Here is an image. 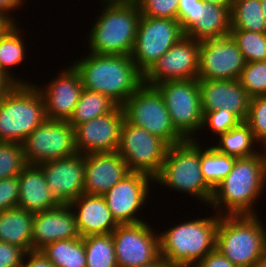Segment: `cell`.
Returning a JSON list of instances; mask_svg holds the SVG:
<instances>
[{
    "label": "cell",
    "instance_id": "6da1fadb",
    "mask_svg": "<svg viewBox=\"0 0 266 267\" xmlns=\"http://www.w3.org/2000/svg\"><path fill=\"white\" fill-rule=\"evenodd\" d=\"M265 183L266 150L236 158L230 173L213 189L209 205L219 216L257 215L254 203L264 194Z\"/></svg>",
    "mask_w": 266,
    "mask_h": 267
},
{
    "label": "cell",
    "instance_id": "7a4b0ae2",
    "mask_svg": "<svg viewBox=\"0 0 266 267\" xmlns=\"http://www.w3.org/2000/svg\"><path fill=\"white\" fill-rule=\"evenodd\" d=\"M84 89L110 97L119 106L144 84V74L129 55H101L89 52L75 61Z\"/></svg>",
    "mask_w": 266,
    "mask_h": 267
},
{
    "label": "cell",
    "instance_id": "3957f363",
    "mask_svg": "<svg viewBox=\"0 0 266 267\" xmlns=\"http://www.w3.org/2000/svg\"><path fill=\"white\" fill-rule=\"evenodd\" d=\"M93 27L88 39L89 52L101 55H129L134 48L140 9L136 2H108Z\"/></svg>",
    "mask_w": 266,
    "mask_h": 267
},
{
    "label": "cell",
    "instance_id": "277c9868",
    "mask_svg": "<svg viewBox=\"0 0 266 267\" xmlns=\"http://www.w3.org/2000/svg\"><path fill=\"white\" fill-rule=\"evenodd\" d=\"M214 215L192 219L159 233L160 255L171 267H193L215 249L219 215Z\"/></svg>",
    "mask_w": 266,
    "mask_h": 267
},
{
    "label": "cell",
    "instance_id": "5b68a950",
    "mask_svg": "<svg viewBox=\"0 0 266 267\" xmlns=\"http://www.w3.org/2000/svg\"><path fill=\"white\" fill-rule=\"evenodd\" d=\"M258 214L219 216L215 249L236 267H252L266 254V228Z\"/></svg>",
    "mask_w": 266,
    "mask_h": 267
},
{
    "label": "cell",
    "instance_id": "8992f818",
    "mask_svg": "<svg viewBox=\"0 0 266 267\" xmlns=\"http://www.w3.org/2000/svg\"><path fill=\"white\" fill-rule=\"evenodd\" d=\"M197 136L169 146L161 171L154 178V183L170 187L182 194L188 193L206 203L209 208L213 189L203 178L200 165V144Z\"/></svg>",
    "mask_w": 266,
    "mask_h": 267
},
{
    "label": "cell",
    "instance_id": "52a82bcc",
    "mask_svg": "<svg viewBox=\"0 0 266 267\" xmlns=\"http://www.w3.org/2000/svg\"><path fill=\"white\" fill-rule=\"evenodd\" d=\"M47 119L35 84H16L0 100V142L22 143Z\"/></svg>",
    "mask_w": 266,
    "mask_h": 267
},
{
    "label": "cell",
    "instance_id": "ba28073f",
    "mask_svg": "<svg viewBox=\"0 0 266 267\" xmlns=\"http://www.w3.org/2000/svg\"><path fill=\"white\" fill-rule=\"evenodd\" d=\"M125 119L158 136L169 146L180 144L185 139L172 125L165 101L155 86L143 84L122 105Z\"/></svg>",
    "mask_w": 266,
    "mask_h": 267
},
{
    "label": "cell",
    "instance_id": "9c48e42d",
    "mask_svg": "<svg viewBox=\"0 0 266 267\" xmlns=\"http://www.w3.org/2000/svg\"><path fill=\"white\" fill-rule=\"evenodd\" d=\"M155 87L165 101L175 130L185 140H193L203 121L199 79L169 80Z\"/></svg>",
    "mask_w": 266,
    "mask_h": 267
},
{
    "label": "cell",
    "instance_id": "30bf717a",
    "mask_svg": "<svg viewBox=\"0 0 266 267\" xmlns=\"http://www.w3.org/2000/svg\"><path fill=\"white\" fill-rule=\"evenodd\" d=\"M169 145L147 130L123 121L117 153L133 172H142L153 179L161 171Z\"/></svg>",
    "mask_w": 266,
    "mask_h": 267
},
{
    "label": "cell",
    "instance_id": "8fae6325",
    "mask_svg": "<svg viewBox=\"0 0 266 267\" xmlns=\"http://www.w3.org/2000/svg\"><path fill=\"white\" fill-rule=\"evenodd\" d=\"M183 36L185 35L177 19L141 15L131 58L145 74Z\"/></svg>",
    "mask_w": 266,
    "mask_h": 267
},
{
    "label": "cell",
    "instance_id": "7c38bea8",
    "mask_svg": "<svg viewBox=\"0 0 266 267\" xmlns=\"http://www.w3.org/2000/svg\"><path fill=\"white\" fill-rule=\"evenodd\" d=\"M21 144L29 165H40L77 154L74 128L67 121L46 119Z\"/></svg>",
    "mask_w": 266,
    "mask_h": 267
},
{
    "label": "cell",
    "instance_id": "4fadbf2b",
    "mask_svg": "<svg viewBox=\"0 0 266 267\" xmlns=\"http://www.w3.org/2000/svg\"><path fill=\"white\" fill-rule=\"evenodd\" d=\"M152 229L146 220L118 225L111 233L118 267H137L161 256L159 231Z\"/></svg>",
    "mask_w": 266,
    "mask_h": 267
},
{
    "label": "cell",
    "instance_id": "5bb4252c",
    "mask_svg": "<svg viewBox=\"0 0 266 267\" xmlns=\"http://www.w3.org/2000/svg\"><path fill=\"white\" fill-rule=\"evenodd\" d=\"M242 52L230 35L200 42L199 80H239L245 66Z\"/></svg>",
    "mask_w": 266,
    "mask_h": 267
},
{
    "label": "cell",
    "instance_id": "9a60e30c",
    "mask_svg": "<svg viewBox=\"0 0 266 267\" xmlns=\"http://www.w3.org/2000/svg\"><path fill=\"white\" fill-rule=\"evenodd\" d=\"M200 41L183 36L144 74V84L155 86L169 80L197 79Z\"/></svg>",
    "mask_w": 266,
    "mask_h": 267
},
{
    "label": "cell",
    "instance_id": "2e32d148",
    "mask_svg": "<svg viewBox=\"0 0 266 267\" xmlns=\"http://www.w3.org/2000/svg\"><path fill=\"white\" fill-rule=\"evenodd\" d=\"M154 179L142 172L131 171L110 190L103 194L113 218L118 224L143 222L138 212L150 199V184ZM149 193V194H148ZM139 210V211H138ZM137 215V216H136Z\"/></svg>",
    "mask_w": 266,
    "mask_h": 267
},
{
    "label": "cell",
    "instance_id": "e0dca14e",
    "mask_svg": "<svg viewBox=\"0 0 266 267\" xmlns=\"http://www.w3.org/2000/svg\"><path fill=\"white\" fill-rule=\"evenodd\" d=\"M124 120V110L122 106L118 105L110 113L75 126L74 136L77 153L87 155L116 152Z\"/></svg>",
    "mask_w": 266,
    "mask_h": 267
},
{
    "label": "cell",
    "instance_id": "ac0fdd59",
    "mask_svg": "<svg viewBox=\"0 0 266 267\" xmlns=\"http://www.w3.org/2000/svg\"><path fill=\"white\" fill-rule=\"evenodd\" d=\"M57 75L44 87H36L44 98L47 119L68 121L83 90L82 80L72 63Z\"/></svg>",
    "mask_w": 266,
    "mask_h": 267
},
{
    "label": "cell",
    "instance_id": "d6986e66",
    "mask_svg": "<svg viewBox=\"0 0 266 267\" xmlns=\"http://www.w3.org/2000/svg\"><path fill=\"white\" fill-rule=\"evenodd\" d=\"M39 166L52 195L60 204H69L84 193L85 155L77 153Z\"/></svg>",
    "mask_w": 266,
    "mask_h": 267
},
{
    "label": "cell",
    "instance_id": "ffe728a7",
    "mask_svg": "<svg viewBox=\"0 0 266 267\" xmlns=\"http://www.w3.org/2000/svg\"><path fill=\"white\" fill-rule=\"evenodd\" d=\"M78 237L81 236L69 204H60L56 208L34 213L32 251H40L55 241Z\"/></svg>",
    "mask_w": 266,
    "mask_h": 267
},
{
    "label": "cell",
    "instance_id": "44dd1931",
    "mask_svg": "<svg viewBox=\"0 0 266 267\" xmlns=\"http://www.w3.org/2000/svg\"><path fill=\"white\" fill-rule=\"evenodd\" d=\"M202 112L220 108L245 122L251 97L239 80H199Z\"/></svg>",
    "mask_w": 266,
    "mask_h": 267
},
{
    "label": "cell",
    "instance_id": "7402d4cb",
    "mask_svg": "<svg viewBox=\"0 0 266 267\" xmlns=\"http://www.w3.org/2000/svg\"><path fill=\"white\" fill-rule=\"evenodd\" d=\"M131 171L117 153H91L85 155L84 193L103 195Z\"/></svg>",
    "mask_w": 266,
    "mask_h": 267
},
{
    "label": "cell",
    "instance_id": "603a6c76",
    "mask_svg": "<svg viewBox=\"0 0 266 267\" xmlns=\"http://www.w3.org/2000/svg\"><path fill=\"white\" fill-rule=\"evenodd\" d=\"M80 236L111 234L118 223L113 218L103 195L81 194L69 203Z\"/></svg>",
    "mask_w": 266,
    "mask_h": 267
},
{
    "label": "cell",
    "instance_id": "cb8c5ba5",
    "mask_svg": "<svg viewBox=\"0 0 266 267\" xmlns=\"http://www.w3.org/2000/svg\"><path fill=\"white\" fill-rule=\"evenodd\" d=\"M18 181V208L37 213L60 205L52 195L45 174L39 165L27 164L18 175Z\"/></svg>",
    "mask_w": 266,
    "mask_h": 267
},
{
    "label": "cell",
    "instance_id": "d4e9b609",
    "mask_svg": "<svg viewBox=\"0 0 266 267\" xmlns=\"http://www.w3.org/2000/svg\"><path fill=\"white\" fill-rule=\"evenodd\" d=\"M33 217V212L18 207L0 212V242L32 251Z\"/></svg>",
    "mask_w": 266,
    "mask_h": 267
},
{
    "label": "cell",
    "instance_id": "484cf974",
    "mask_svg": "<svg viewBox=\"0 0 266 267\" xmlns=\"http://www.w3.org/2000/svg\"><path fill=\"white\" fill-rule=\"evenodd\" d=\"M231 9L214 4H206L197 22L184 34L198 41L224 37L231 30Z\"/></svg>",
    "mask_w": 266,
    "mask_h": 267
},
{
    "label": "cell",
    "instance_id": "4316f807",
    "mask_svg": "<svg viewBox=\"0 0 266 267\" xmlns=\"http://www.w3.org/2000/svg\"><path fill=\"white\" fill-rule=\"evenodd\" d=\"M20 29L17 23H14L0 36V71L15 84H31L11 73V67L19 66L26 60V46Z\"/></svg>",
    "mask_w": 266,
    "mask_h": 267
},
{
    "label": "cell",
    "instance_id": "83f0119b",
    "mask_svg": "<svg viewBox=\"0 0 266 267\" xmlns=\"http://www.w3.org/2000/svg\"><path fill=\"white\" fill-rule=\"evenodd\" d=\"M219 137V138H218ZM217 137L219 144L212 147L218 152L235 158H246L260 153L261 148H255L258 143L250 127L241 122L239 125ZM256 149V150H255Z\"/></svg>",
    "mask_w": 266,
    "mask_h": 267
},
{
    "label": "cell",
    "instance_id": "f1b7e54d",
    "mask_svg": "<svg viewBox=\"0 0 266 267\" xmlns=\"http://www.w3.org/2000/svg\"><path fill=\"white\" fill-rule=\"evenodd\" d=\"M40 251L55 267H86L82 237L55 241Z\"/></svg>",
    "mask_w": 266,
    "mask_h": 267
},
{
    "label": "cell",
    "instance_id": "f546056e",
    "mask_svg": "<svg viewBox=\"0 0 266 267\" xmlns=\"http://www.w3.org/2000/svg\"><path fill=\"white\" fill-rule=\"evenodd\" d=\"M118 104L99 92L82 90L73 114L67 121L73 128L96 117L112 112Z\"/></svg>",
    "mask_w": 266,
    "mask_h": 267
},
{
    "label": "cell",
    "instance_id": "4dcf8cb0",
    "mask_svg": "<svg viewBox=\"0 0 266 267\" xmlns=\"http://www.w3.org/2000/svg\"><path fill=\"white\" fill-rule=\"evenodd\" d=\"M231 30L266 33L260 0H233Z\"/></svg>",
    "mask_w": 266,
    "mask_h": 267
},
{
    "label": "cell",
    "instance_id": "1f68e13d",
    "mask_svg": "<svg viewBox=\"0 0 266 267\" xmlns=\"http://www.w3.org/2000/svg\"><path fill=\"white\" fill-rule=\"evenodd\" d=\"M236 158L200 144V165L204 180L214 189L232 170Z\"/></svg>",
    "mask_w": 266,
    "mask_h": 267
},
{
    "label": "cell",
    "instance_id": "d6a6232c",
    "mask_svg": "<svg viewBox=\"0 0 266 267\" xmlns=\"http://www.w3.org/2000/svg\"><path fill=\"white\" fill-rule=\"evenodd\" d=\"M86 267H118L112 234L83 237Z\"/></svg>",
    "mask_w": 266,
    "mask_h": 267
},
{
    "label": "cell",
    "instance_id": "836d02e7",
    "mask_svg": "<svg viewBox=\"0 0 266 267\" xmlns=\"http://www.w3.org/2000/svg\"><path fill=\"white\" fill-rule=\"evenodd\" d=\"M246 63L266 61V33L244 30H230Z\"/></svg>",
    "mask_w": 266,
    "mask_h": 267
},
{
    "label": "cell",
    "instance_id": "e575fe53",
    "mask_svg": "<svg viewBox=\"0 0 266 267\" xmlns=\"http://www.w3.org/2000/svg\"><path fill=\"white\" fill-rule=\"evenodd\" d=\"M26 165L21 143L0 142V180L18 176Z\"/></svg>",
    "mask_w": 266,
    "mask_h": 267
},
{
    "label": "cell",
    "instance_id": "d590c367",
    "mask_svg": "<svg viewBox=\"0 0 266 267\" xmlns=\"http://www.w3.org/2000/svg\"><path fill=\"white\" fill-rule=\"evenodd\" d=\"M239 82L251 98L266 95V61L245 63Z\"/></svg>",
    "mask_w": 266,
    "mask_h": 267
},
{
    "label": "cell",
    "instance_id": "8d00e7d4",
    "mask_svg": "<svg viewBox=\"0 0 266 267\" xmlns=\"http://www.w3.org/2000/svg\"><path fill=\"white\" fill-rule=\"evenodd\" d=\"M245 123L250 127L256 142H259V147L266 150V95L250 99Z\"/></svg>",
    "mask_w": 266,
    "mask_h": 267
},
{
    "label": "cell",
    "instance_id": "74e56055",
    "mask_svg": "<svg viewBox=\"0 0 266 267\" xmlns=\"http://www.w3.org/2000/svg\"><path fill=\"white\" fill-rule=\"evenodd\" d=\"M242 121L233 113L223 108L205 111L201 129L209 128L212 134L219 136L239 125Z\"/></svg>",
    "mask_w": 266,
    "mask_h": 267
},
{
    "label": "cell",
    "instance_id": "f35d334b",
    "mask_svg": "<svg viewBox=\"0 0 266 267\" xmlns=\"http://www.w3.org/2000/svg\"><path fill=\"white\" fill-rule=\"evenodd\" d=\"M136 3L143 16L177 19L179 0H138Z\"/></svg>",
    "mask_w": 266,
    "mask_h": 267
},
{
    "label": "cell",
    "instance_id": "ab89813d",
    "mask_svg": "<svg viewBox=\"0 0 266 267\" xmlns=\"http://www.w3.org/2000/svg\"><path fill=\"white\" fill-rule=\"evenodd\" d=\"M205 6L206 3L202 0H179L177 20L184 34L197 22Z\"/></svg>",
    "mask_w": 266,
    "mask_h": 267
},
{
    "label": "cell",
    "instance_id": "60d3db41",
    "mask_svg": "<svg viewBox=\"0 0 266 267\" xmlns=\"http://www.w3.org/2000/svg\"><path fill=\"white\" fill-rule=\"evenodd\" d=\"M18 198V176L0 180V212L16 208Z\"/></svg>",
    "mask_w": 266,
    "mask_h": 267
},
{
    "label": "cell",
    "instance_id": "b9f144b4",
    "mask_svg": "<svg viewBox=\"0 0 266 267\" xmlns=\"http://www.w3.org/2000/svg\"><path fill=\"white\" fill-rule=\"evenodd\" d=\"M26 253L21 247L0 242V267H21Z\"/></svg>",
    "mask_w": 266,
    "mask_h": 267
},
{
    "label": "cell",
    "instance_id": "7bdbcfd3",
    "mask_svg": "<svg viewBox=\"0 0 266 267\" xmlns=\"http://www.w3.org/2000/svg\"><path fill=\"white\" fill-rule=\"evenodd\" d=\"M193 267H236L220 252L214 249L206 255L202 260L197 262Z\"/></svg>",
    "mask_w": 266,
    "mask_h": 267
},
{
    "label": "cell",
    "instance_id": "ee69618b",
    "mask_svg": "<svg viewBox=\"0 0 266 267\" xmlns=\"http://www.w3.org/2000/svg\"><path fill=\"white\" fill-rule=\"evenodd\" d=\"M26 259H28V261ZM24 260H23L21 267H55L43 255V253L41 251H29V252H27L25 254Z\"/></svg>",
    "mask_w": 266,
    "mask_h": 267
},
{
    "label": "cell",
    "instance_id": "f6af8a7d",
    "mask_svg": "<svg viewBox=\"0 0 266 267\" xmlns=\"http://www.w3.org/2000/svg\"><path fill=\"white\" fill-rule=\"evenodd\" d=\"M24 2L25 0H0V12L6 15L13 23H15V17L13 18V14L11 15V13L19 8L21 9L20 6H22Z\"/></svg>",
    "mask_w": 266,
    "mask_h": 267
},
{
    "label": "cell",
    "instance_id": "bcb514c9",
    "mask_svg": "<svg viewBox=\"0 0 266 267\" xmlns=\"http://www.w3.org/2000/svg\"><path fill=\"white\" fill-rule=\"evenodd\" d=\"M16 84L0 71V100L15 86Z\"/></svg>",
    "mask_w": 266,
    "mask_h": 267
},
{
    "label": "cell",
    "instance_id": "7dc6e473",
    "mask_svg": "<svg viewBox=\"0 0 266 267\" xmlns=\"http://www.w3.org/2000/svg\"><path fill=\"white\" fill-rule=\"evenodd\" d=\"M14 23L2 12H0V36Z\"/></svg>",
    "mask_w": 266,
    "mask_h": 267
},
{
    "label": "cell",
    "instance_id": "c3c4849f",
    "mask_svg": "<svg viewBox=\"0 0 266 267\" xmlns=\"http://www.w3.org/2000/svg\"><path fill=\"white\" fill-rule=\"evenodd\" d=\"M137 267H171V266L162 256H160L157 260L153 261L152 263H147Z\"/></svg>",
    "mask_w": 266,
    "mask_h": 267
},
{
    "label": "cell",
    "instance_id": "681fc988",
    "mask_svg": "<svg viewBox=\"0 0 266 267\" xmlns=\"http://www.w3.org/2000/svg\"><path fill=\"white\" fill-rule=\"evenodd\" d=\"M206 4H214L223 7H232L233 0H202Z\"/></svg>",
    "mask_w": 266,
    "mask_h": 267
},
{
    "label": "cell",
    "instance_id": "f907efd6",
    "mask_svg": "<svg viewBox=\"0 0 266 267\" xmlns=\"http://www.w3.org/2000/svg\"><path fill=\"white\" fill-rule=\"evenodd\" d=\"M252 267H266V254L256 261Z\"/></svg>",
    "mask_w": 266,
    "mask_h": 267
},
{
    "label": "cell",
    "instance_id": "816d5d0a",
    "mask_svg": "<svg viewBox=\"0 0 266 267\" xmlns=\"http://www.w3.org/2000/svg\"><path fill=\"white\" fill-rule=\"evenodd\" d=\"M262 13L266 22V0H260Z\"/></svg>",
    "mask_w": 266,
    "mask_h": 267
},
{
    "label": "cell",
    "instance_id": "f5cc1de1",
    "mask_svg": "<svg viewBox=\"0 0 266 267\" xmlns=\"http://www.w3.org/2000/svg\"><path fill=\"white\" fill-rule=\"evenodd\" d=\"M102 1H108V2H137L138 0H102Z\"/></svg>",
    "mask_w": 266,
    "mask_h": 267
}]
</instances>
